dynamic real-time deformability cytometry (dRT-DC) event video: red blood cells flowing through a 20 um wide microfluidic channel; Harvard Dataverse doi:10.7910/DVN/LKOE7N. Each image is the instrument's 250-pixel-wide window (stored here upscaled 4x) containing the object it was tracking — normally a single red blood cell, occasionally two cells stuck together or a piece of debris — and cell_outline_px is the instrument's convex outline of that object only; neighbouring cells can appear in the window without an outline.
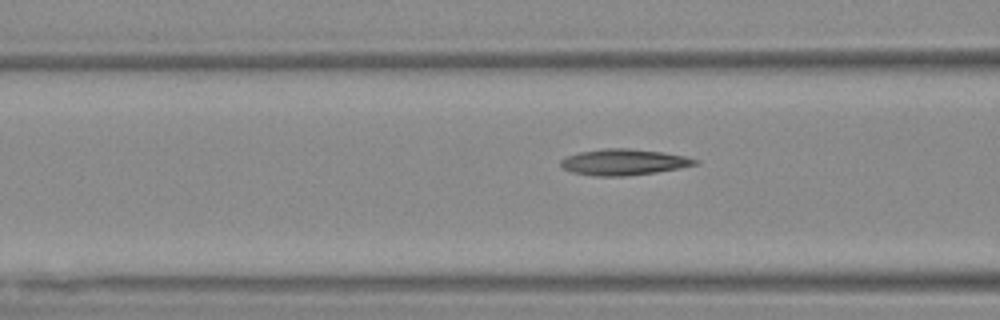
{"species": "Egyptian fruit bat (a non-hibernating species)", "species_latin": "Rousettus aegyptiacus", "temperature_condition": "warm", "stored_images_in_passage": 14, "camera_frame_rate_fps": 3000, "um_per_image_px": 0.085, "animal": {"sex": "female"}, "frame": {"image": 1, "passage_image": 8, "time_ms": 2.333, "image_size_px": [1000, 320], "cell_outline_px": [[700, 164], [680, 168], [656, 172], [624, 176], [596, 176], [572, 172], [564, 168], [560, 164], [560, 160], [564, 156], [580, 152], [604, 148], [628, 148], [664, 152], [684, 156], [700, 160]], "centroid_in_image_um": [53.03, 13.77], "position_along_channel_um": 113.6, "area_um2": 20.52}}
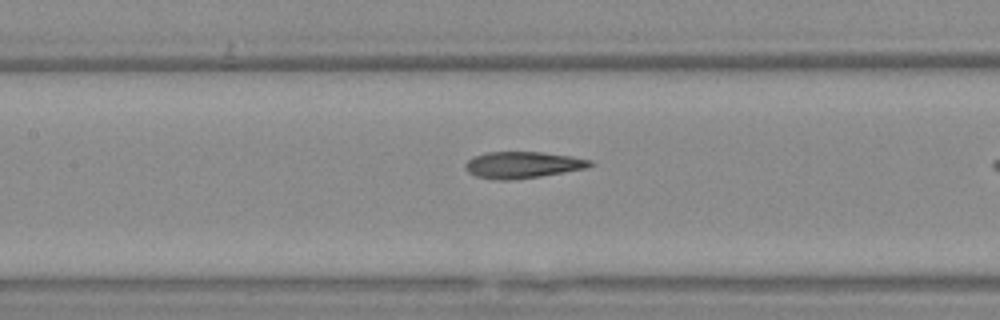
{"frame": {"image": 2, "passage_image": 12, "time_ms": 3.667, "image_size_px": [1000, 320], "cell_outline_px": [[596, 164], [588, 168], [540, 176], [512, 180], [500, 180], [476, 176], [468, 172], [464, 168], [464, 164], [472, 156], [484, 152], [540, 152], [572, 156], [592, 160]], "centroid_in_image_um": [44.43, 14.01], "position_along_channel_um": 163.0, "area_um2": 19.48}}